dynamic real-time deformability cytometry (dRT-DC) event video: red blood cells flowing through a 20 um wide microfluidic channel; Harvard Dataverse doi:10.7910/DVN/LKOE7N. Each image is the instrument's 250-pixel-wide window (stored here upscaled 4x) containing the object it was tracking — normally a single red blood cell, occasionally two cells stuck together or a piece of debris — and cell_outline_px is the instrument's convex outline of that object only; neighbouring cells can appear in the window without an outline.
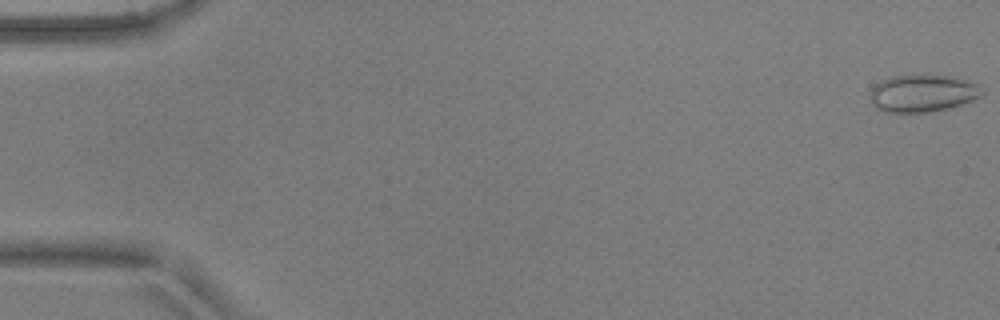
{"species": "common noctule bat (a hibernating species)", "species_latin": "Nyctalus noctula", "temperature_condition": "warm", "stored_images_in_passage": 5, "camera_frame_rate_fps": 3000, "um_per_image_px": 0.085, "animal": {"sex": "male", "body_mass_g": 17.9, "forearm_length_mm": 54.2}, "frame": {"image": 1, "passage_image": 1, "time_ms": 0.0, "image_size_px": [1000, 320], "cell_outline_px": [[984, 88], [980, 96], [972, 100], [960, 104], [928, 112], [884, 112], [876, 108], [872, 104], [868, 96], [872, 88], [880, 80], [892, 76], [948, 76], [964, 80], [976, 84]], "centroid_in_image_um": [78.35, 7.94], "position_along_channel_um": 6.6, "area_um2": 23.93}}